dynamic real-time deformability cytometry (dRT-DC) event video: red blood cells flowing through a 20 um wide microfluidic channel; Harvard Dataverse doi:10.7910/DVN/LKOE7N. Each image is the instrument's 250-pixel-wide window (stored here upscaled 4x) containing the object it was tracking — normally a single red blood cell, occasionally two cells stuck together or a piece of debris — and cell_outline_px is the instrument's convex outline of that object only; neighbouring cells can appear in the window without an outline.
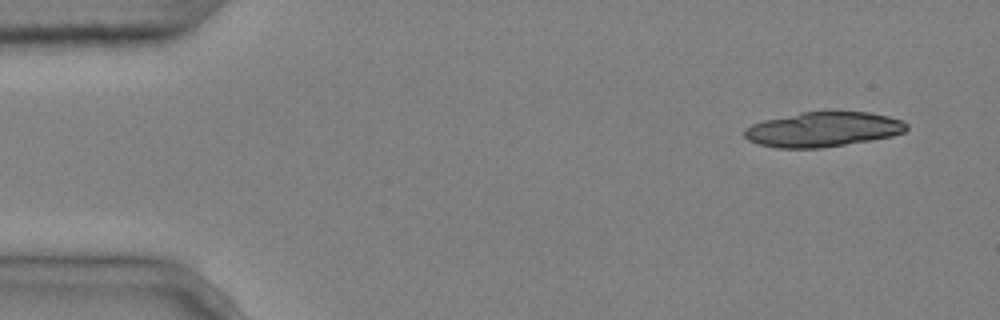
{"species": "common noctule bat (a hibernating species)", "species_latin": "Nyctalus noctula", "temperature_condition": "cold", "stored_images_in_passage": 7, "camera_frame_rate_fps": 3000, "um_per_image_px": 0.085, "animal": {"sex": "male", "body_mass_g": 20.4}, "frame": {"image": 1, "passage_image": 1, "time_ms": 0.0, "image_size_px": [1000, 320], "cell_outline_px": [[908, 128], [904, 132], [892, 136], [872, 140], [820, 148], [776, 148], [760, 144], [748, 140], [744, 136], [744, 128], [752, 124], [764, 120], [800, 112], [872, 112], [904, 120], [908, 124]], "centroid_in_image_um": [69.98, 11.0], "position_along_channel_um": 15.0, "area_um2": 33.0}}
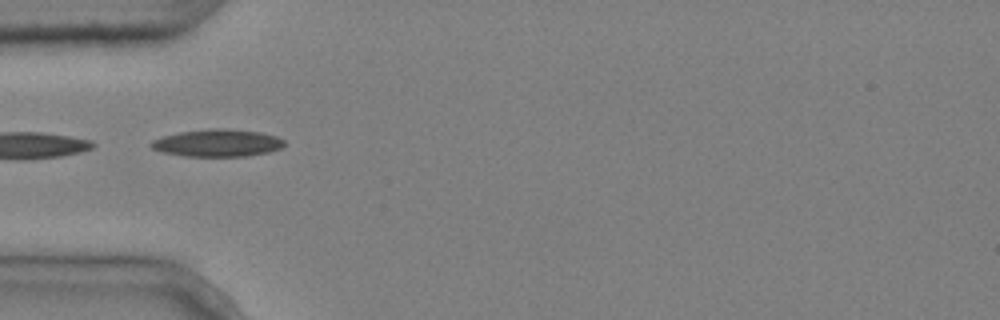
{"frame": {"image": 2, "passage_image": 5, "time_ms": 1.333, "image_size_px": [1000, 320], "cell_outline_px": [[284, 144], [280, 148], [268, 152], [248, 156], [184, 156], [164, 152], [152, 148], [148, 144], [152, 140], [164, 136], [180, 132], [208, 128], [228, 128], [260, 132], [276, 136], [284, 140]], "centroid_in_image_um": [18.48, 12.14], "position_along_channel_um": 66.5, "area_um2": 21.21}}